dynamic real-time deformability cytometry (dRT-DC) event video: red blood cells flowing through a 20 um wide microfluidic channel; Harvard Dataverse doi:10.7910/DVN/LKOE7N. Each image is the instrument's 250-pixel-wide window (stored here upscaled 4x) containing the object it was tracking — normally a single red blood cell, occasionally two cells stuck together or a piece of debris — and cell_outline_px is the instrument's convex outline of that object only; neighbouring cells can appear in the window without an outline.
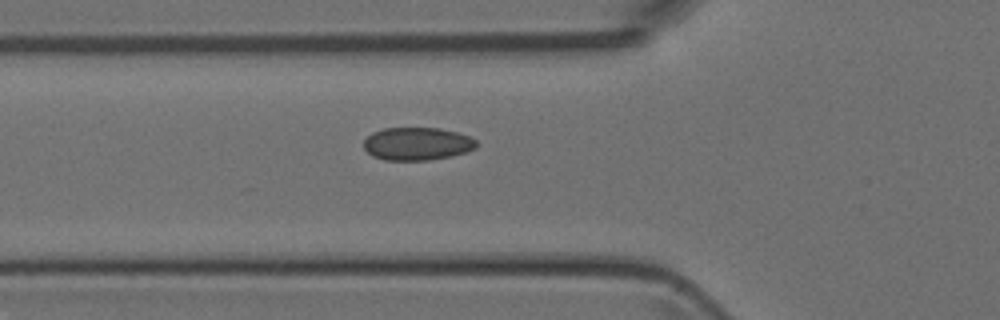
{"species": "Egyptian fruit bat (a non-hibernating species)", "species_latin": "Rousettus aegyptiacus", "temperature_condition": "room temperature", "stored_images_in_passage": 5, "camera_frame_rate_fps": 3000, "um_per_image_px": 0.085, "animal": {"sex": "female"}, "frame": {"image": 1, "passage_image": 5, "time_ms": 4.333, "image_size_px": [1000, 320], "cell_outline_px": [[476, 148], [452, 156], [428, 160], [384, 160], [372, 156], [364, 148], [364, 140], [372, 132], [384, 128], [440, 128], [456, 132], [468, 136], [476, 140]], "centroid_in_image_um": [35.43, 12.22], "position_along_channel_um": 90.4, "area_um2": 21.56}}